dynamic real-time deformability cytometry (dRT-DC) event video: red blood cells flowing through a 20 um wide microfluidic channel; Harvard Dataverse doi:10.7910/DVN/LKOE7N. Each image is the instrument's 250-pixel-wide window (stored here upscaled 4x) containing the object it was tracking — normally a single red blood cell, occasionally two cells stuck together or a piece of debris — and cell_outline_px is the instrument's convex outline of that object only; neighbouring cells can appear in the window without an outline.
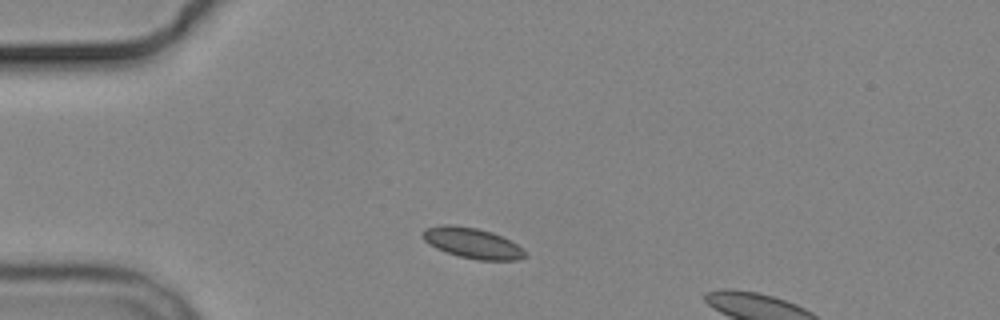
{"species": "common noctule bat (a hibernating species)", "species_latin": "Nyctalus noctula", "temperature_condition": "cold", "stored_images_in_passage": 4, "camera_frame_rate_fps": 3000, "um_per_image_px": 0.085, "animal": {"sex": "male", "body_mass_g": 19.2, "forearm_length_mm": 51.8}, "frame": {"image": 1, "passage_image": 1, "time_ms": 0.0, "image_size_px": [1000, 320], "cell_outline_px": [[528, 256], [520, 260], [476, 260], [460, 256], [436, 248], [428, 244], [420, 236], [420, 232], [424, 228], [444, 224], [452, 224], [476, 228], [492, 232], [516, 244], [528, 252]], "centroid_in_image_um": [40.13, 20.66], "position_along_channel_um": 44.9, "area_um2": 18.38}}
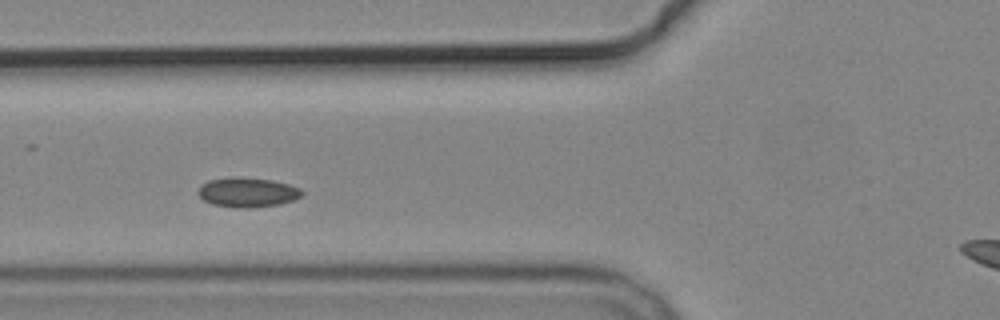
{"frame": {"image": 2, "passage_image": 3, "time_ms": 2.333, "image_size_px": [1000, 320], "cell_outline_px": [[304, 192], [300, 196], [292, 200], [280, 204], [244, 208], [232, 208], [212, 204], [204, 200], [196, 192], [208, 180], [232, 176], [240, 176], [272, 180], [288, 184], [300, 188]], "centroid_in_image_um": [21.02, 16.33], "position_along_channel_um": 104.8, "area_um2": 17.98}}
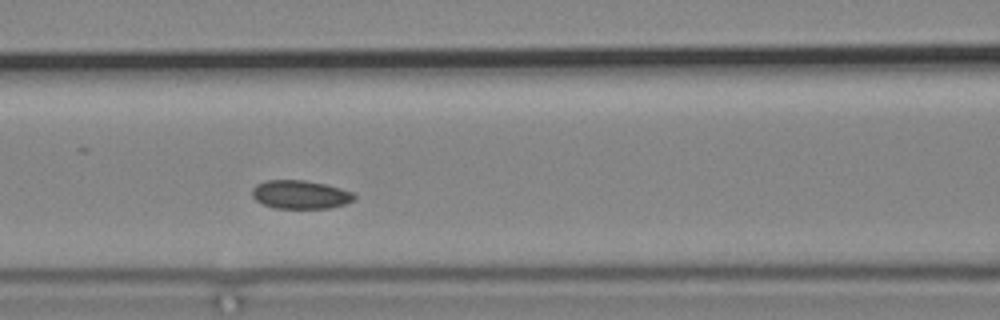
{"frame": {"image": 3, "passage_image": 4, "time_ms": 3.333, "image_size_px": [1000, 320], "cell_outline_px": [[356, 196], [352, 200], [344, 204], [328, 208], [272, 208], [256, 200], [252, 196], [252, 188], [256, 184], [264, 180], [304, 180], [324, 184], [340, 188], [352, 192]], "centroid_in_image_um": [25.48, 16.53], "position_along_channel_um": 141.1, "area_um2": 16.88}}